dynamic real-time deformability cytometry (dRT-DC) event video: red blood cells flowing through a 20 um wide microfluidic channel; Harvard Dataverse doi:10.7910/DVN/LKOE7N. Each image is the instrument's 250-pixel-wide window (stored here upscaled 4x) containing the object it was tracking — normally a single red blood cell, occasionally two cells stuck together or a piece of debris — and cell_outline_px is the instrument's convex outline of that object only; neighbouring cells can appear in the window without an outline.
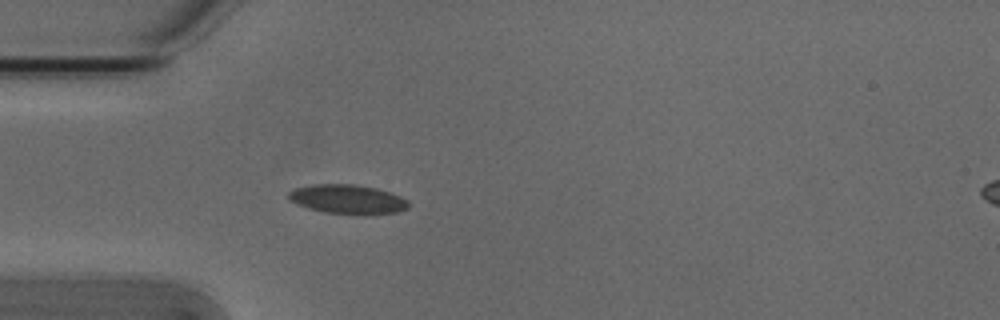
{"species": "Egyptian fruit bat (a non-hibernating species)", "species_latin": "Rousettus aegyptiacus", "temperature_condition": "cold", "stored_images_in_passage": 35, "camera_frame_rate_fps": 3000, "um_per_image_px": 0.085, "animal": {"sex": "male"}, "frame": {"image": 1, "passage_image": 1, "time_ms": 0.0, "image_size_px": [1000, 320], "cell_outline_px": [[408, 208], [400, 212], [364, 216], [324, 212], [308, 208], [296, 204], [288, 200], [288, 192], [296, 188], [312, 184], [352, 184], [376, 188], [400, 196], [408, 200]], "centroid_in_image_um": [29.56, 16.96], "position_along_channel_um": 55.4, "area_um2": 20.81}}
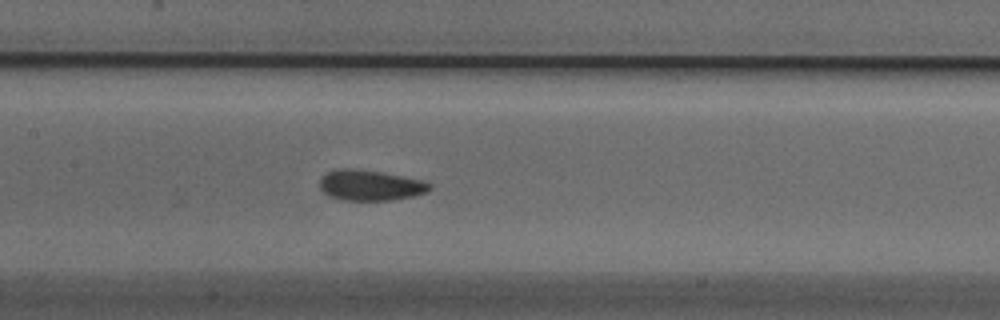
{"frame": {"image": 2, "passage_image": 11, "time_ms": 3.333, "image_size_px": [1000, 320], "cell_outline_px": [[432, 188], [428, 192], [412, 196], [392, 200], [344, 200], [328, 196], [320, 188], [320, 176], [336, 168], [352, 168], [380, 172], [424, 180], [432, 184]], "centroid_in_image_um": [31.47, 15.74], "position_along_channel_um": 175.9, "area_um2": 19.71}}
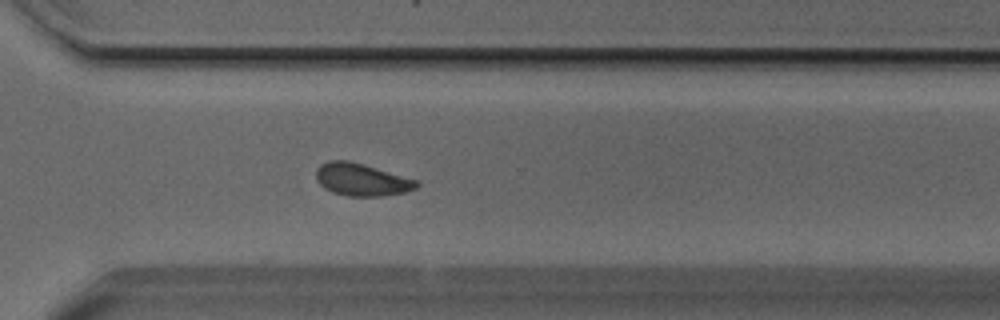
{"frame": {"image": 3, "passage_image": 24, "time_ms": 7.667, "image_size_px": [1000, 320], "cell_outline_px": [[420, 184], [416, 188], [404, 192], [380, 196], [348, 196], [332, 192], [324, 188], [316, 180], [316, 168], [320, 164], [328, 160], [348, 160], [364, 164], [420, 180]], "centroid_in_image_um": [30.74, 15.25], "position_along_channel_um": 339.9, "area_um2": 19.25}, "authors_computed_cell_mechanics": {"area_um2": 18.8428, "velocity_mm_per_s": 3.7893, "shape_relaxation_time_tau1_ms": 4.9921, "shape_relaxation_time_tau2_ms": 1.571, "deformation_change_tau1": 0.1132, "deformation_change_tau2": 0.0587}}